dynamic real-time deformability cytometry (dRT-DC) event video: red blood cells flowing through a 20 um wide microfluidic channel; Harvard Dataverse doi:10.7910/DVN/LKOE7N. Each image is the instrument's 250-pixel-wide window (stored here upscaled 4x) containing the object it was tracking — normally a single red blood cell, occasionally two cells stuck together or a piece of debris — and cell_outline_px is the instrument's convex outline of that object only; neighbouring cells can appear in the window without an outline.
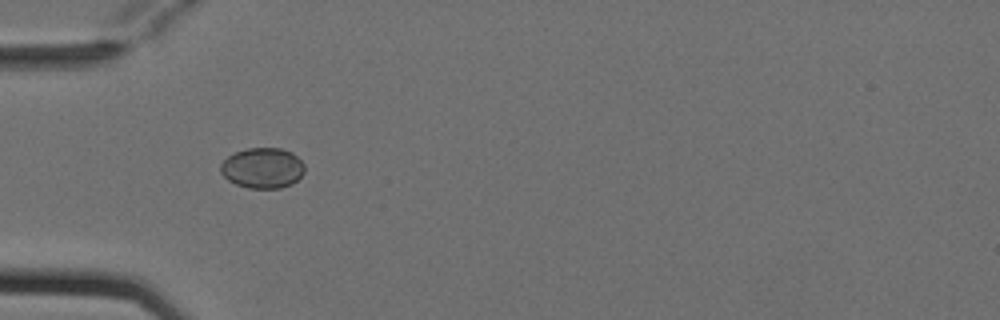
{"species": "Egyptian fruit bat (a non-hibernating species)", "species_latin": "Rousettus aegyptiacus", "temperature_condition": "cold", "stored_images_in_passage": 4, "camera_frame_rate_fps": 3000, "um_per_image_px": 0.085, "animal": {"sex": "female"}, "frame": {"image": 1, "passage_image": 2, "time_ms": 0.333, "image_size_px": [1000, 320], "cell_outline_px": [[304, 172], [292, 184], [280, 188], [248, 188], [236, 184], [228, 180], [220, 172], [220, 164], [228, 156], [236, 152], [248, 148], [280, 148], [292, 152], [304, 164]], "centroid_in_image_um": [22.31, 14.28], "position_along_channel_um": 62.7, "area_um2": 19.77}}
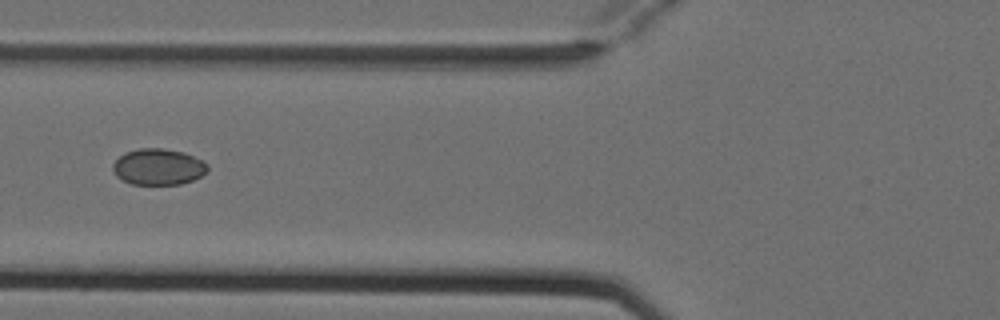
{"frame": {"image": 2, "passage_image": 3, "time_ms": 0.667, "image_size_px": [1000, 320], "cell_outline_px": [[208, 168], [200, 176], [192, 180], [180, 184], [132, 184], [116, 176], [112, 168], [112, 164], [124, 152], [140, 148], [164, 148], [184, 152], [208, 164]], "centroid_in_image_um": [13.42, 14.17], "position_along_channel_um": 112.4, "area_um2": 19.83}}
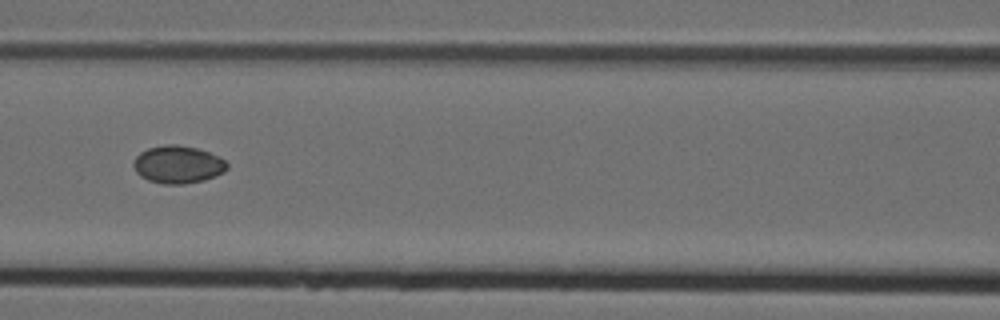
{"frame": {"image": 3, "passage_image": 4, "time_ms": 1.0, "image_size_px": [1000, 320], "cell_outline_px": [[228, 168], [224, 172], [216, 176], [204, 180], [184, 184], [164, 184], [148, 180], [140, 176], [136, 172], [132, 164], [136, 156], [140, 152], [148, 148], [168, 144], [176, 144], [196, 148], [220, 156], [228, 164]], "centroid_in_image_um": [15.13, 13.99], "position_along_channel_um": 151.5, "area_um2": 20.63}}